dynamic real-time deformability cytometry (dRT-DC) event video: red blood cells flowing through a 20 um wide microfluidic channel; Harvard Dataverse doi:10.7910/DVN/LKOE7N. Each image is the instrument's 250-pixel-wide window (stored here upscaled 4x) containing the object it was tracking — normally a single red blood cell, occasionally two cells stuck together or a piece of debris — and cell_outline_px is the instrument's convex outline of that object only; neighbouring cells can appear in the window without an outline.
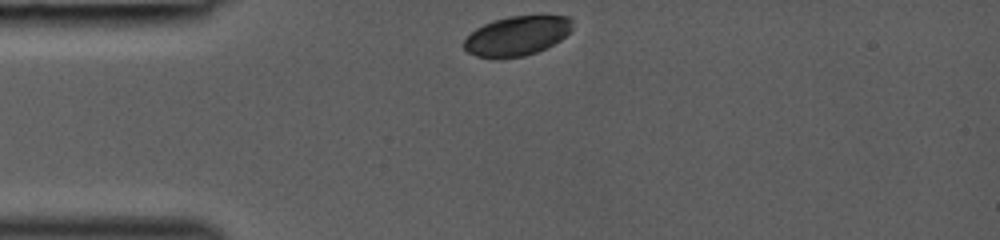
{"species": "common noctule bat (a hibernating species)", "species_latin": "Nyctalus noctula", "temperature_condition": "room temperature", "stored_images_in_passage": 29, "camera_frame_rate_fps": 3000, "um_per_image_px": 0.085, "animal": {"sex": "female", "body_mass_g": 19.0, "forearm_length_mm": 53.3}, "frame": {"image": 1, "passage_image": 1, "time_ms": 0.0, "image_size_px": [1000, 240], "cell_outline_px": [[572, 28], [560, 40], [536, 52], [524, 56], [500, 60], [492, 60], [476, 56], [468, 52], [464, 48], [464, 40], [476, 28], [484, 24], [508, 16], [568, 16], [572, 20]], "centroid_in_image_um": [43.9, 3.08], "position_along_channel_um": 41.1, "area_um2": 25.03}}
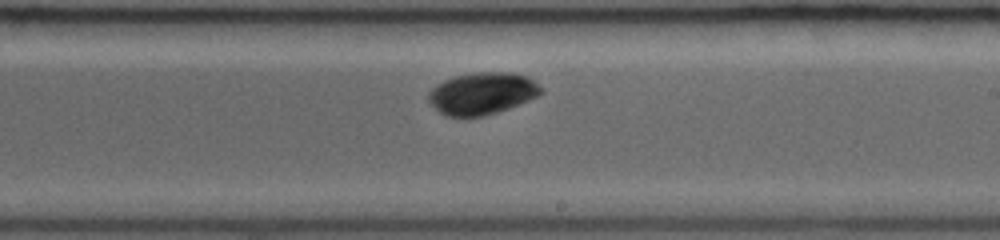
{"frame": {"image": 2, "passage_image": 17, "time_ms": 5.333, "image_size_px": [1000, 240], "cell_outline_px": [[544, 92], [520, 104], [484, 116], [448, 116], [440, 112], [428, 100], [428, 92], [436, 84], [444, 80], [456, 76], [472, 72], [512, 72], [528, 76], [544, 88]], "centroid_in_image_um": [41.01, 7.92], "position_along_channel_um": 248.0, "area_um2": 27.57}}
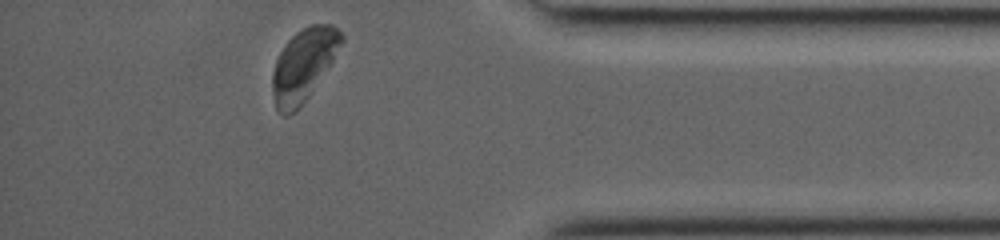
{"frame": {"image": 3, "passage_image": 29, "time_ms": 9.333, "image_size_px": [1000, 240], "cell_outline_px": [[344, 40], [332, 60], [308, 96], [296, 112], [288, 116], [284, 116], [276, 112], [272, 92], [272, 72], [276, 60], [284, 44], [296, 32], [312, 24], [332, 24], [344, 36]], "centroid_in_image_um": [25.75, 5.54], "position_along_channel_um": 409.4, "area_um2": 28.84}}